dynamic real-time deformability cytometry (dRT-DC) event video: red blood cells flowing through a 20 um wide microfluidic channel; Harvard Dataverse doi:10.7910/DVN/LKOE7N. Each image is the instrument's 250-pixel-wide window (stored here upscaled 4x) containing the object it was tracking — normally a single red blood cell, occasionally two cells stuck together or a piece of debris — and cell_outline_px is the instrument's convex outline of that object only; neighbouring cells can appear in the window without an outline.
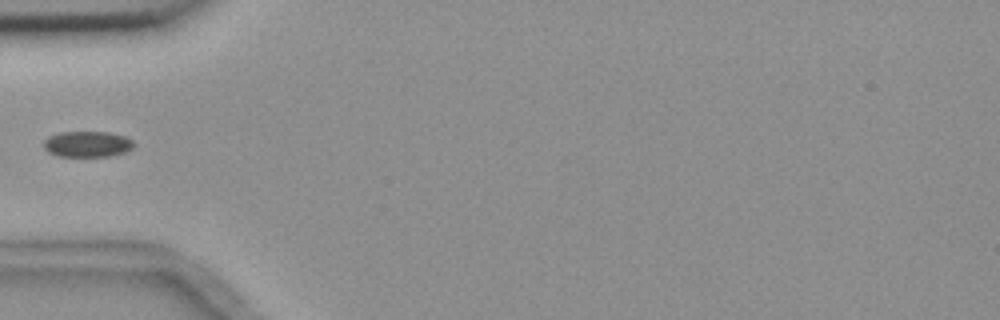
{"species": "common noctule bat (a hibernating species)", "species_latin": "Nyctalus noctula", "temperature_condition": "room temperature", "stored_images_in_passage": 4, "camera_frame_rate_fps": 3000, "um_per_image_px": 0.085, "animal": {"sex": "female", "body_mass_g": 18.4}, "frame": {"image": 1, "passage_image": 3, "time_ms": 3.333, "image_size_px": [1000, 320], "cell_outline_px": [[136, 144], [132, 148], [124, 152], [108, 156], [60, 156], [48, 152], [44, 148], [44, 140], [48, 136], [60, 132], [108, 132], [124, 136], [132, 140]], "centroid_in_image_um": [7.42, 12.24], "position_along_channel_um": 77.6, "area_um2": 13.53}}